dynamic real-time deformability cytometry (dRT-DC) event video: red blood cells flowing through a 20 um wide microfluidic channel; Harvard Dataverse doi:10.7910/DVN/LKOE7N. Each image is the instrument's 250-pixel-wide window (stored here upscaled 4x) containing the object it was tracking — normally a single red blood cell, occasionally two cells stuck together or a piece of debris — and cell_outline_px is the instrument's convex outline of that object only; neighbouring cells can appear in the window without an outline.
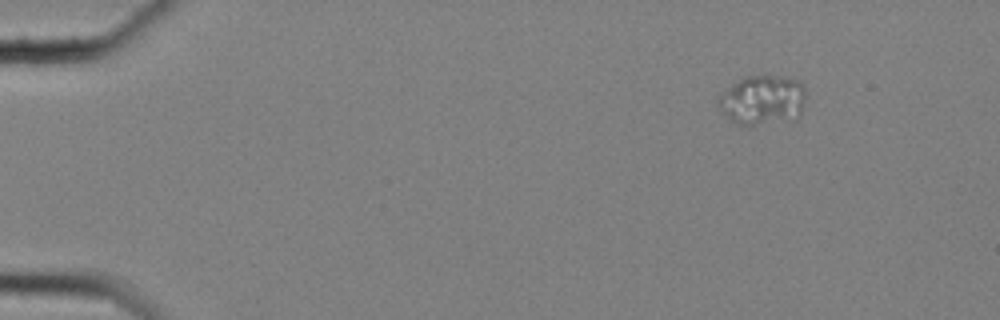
{"species": "common noctule bat (a hibernating species)", "species_latin": "Nyctalus noctula", "temperature_condition": "cold", "stored_images_in_passage": 11, "camera_frame_rate_fps": 3000, "um_per_image_px": 0.085, "animal": {"sex": "female", "body_mass_g": 25.1}, "frame": {"image": 1, "passage_image": 1, "time_ms": 0.0, "image_size_px": [1000, 320], "cell_outline_px": [[804, 104], [800, 112], [752, 124], [736, 124], [716, 104], [716, 100], [732, 84], [748, 76], [784, 76], [800, 80], [804, 88]], "centroid_in_image_um": [64.77, 8.41], "position_along_channel_um": 20.2, "area_um2": 23.76}}